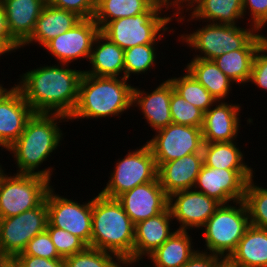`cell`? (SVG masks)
Returning <instances> with one entry per match:
<instances>
[{"label":"cell","mask_w":267,"mask_h":267,"mask_svg":"<svg viewBox=\"0 0 267 267\" xmlns=\"http://www.w3.org/2000/svg\"><path fill=\"white\" fill-rule=\"evenodd\" d=\"M188 231L176 230L146 259L154 267H182L199 250L194 249Z\"/></svg>","instance_id":"484cf974"},{"label":"cell","mask_w":267,"mask_h":267,"mask_svg":"<svg viewBox=\"0 0 267 267\" xmlns=\"http://www.w3.org/2000/svg\"><path fill=\"white\" fill-rule=\"evenodd\" d=\"M0 267H12V266L5 259H1Z\"/></svg>","instance_id":"f907efd6"},{"label":"cell","mask_w":267,"mask_h":267,"mask_svg":"<svg viewBox=\"0 0 267 267\" xmlns=\"http://www.w3.org/2000/svg\"><path fill=\"white\" fill-rule=\"evenodd\" d=\"M19 255L37 256L46 259H63L59 256L46 230L33 237Z\"/></svg>","instance_id":"74e56055"},{"label":"cell","mask_w":267,"mask_h":267,"mask_svg":"<svg viewBox=\"0 0 267 267\" xmlns=\"http://www.w3.org/2000/svg\"><path fill=\"white\" fill-rule=\"evenodd\" d=\"M81 20L82 18L76 13L47 3L37 19L33 34L21 48L36 42L44 47L58 35L72 29Z\"/></svg>","instance_id":"cb8c5ba5"},{"label":"cell","mask_w":267,"mask_h":267,"mask_svg":"<svg viewBox=\"0 0 267 267\" xmlns=\"http://www.w3.org/2000/svg\"><path fill=\"white\" fill-rule=\"evenodd\" d=\"M47 3L76 13L82 19L94 18L96 0H47Z\"/></svg>","instance_id":"60d3db41"},{"label":"cell","mask_w":267,"mask_h":267,"mask_svg":"<svg viewBox=\"0 0 267 267\" xmlns=\"http://www.w3.org/2000/svg\"><path fill=\"white\" fill-rule=\"evenodd\" d=\"M67 64L45 65L27 70L15 85L34 113L71 116L77 101L82 70Z\"/></svg>","instance_id":"6da1fadb"},{"label":"cell","mask_w":267,"mask_h":267,"mask_svg":"<svg viewBox=\"0 0 267 267\" xmlns=\"http://www.w3.org/2000/svg\"><path fill=\"white\" fill-rule=\"evenodd\" d=\"M53 186L46 194L48 223L78 236L88 246L92 233V199L87 202L75 201L56 194Z\"/></svg>","instance_id":"7c38bea8"},{"label":"cell","mask_w":267,"mask_h":267,"mask_svg":"<svg viewBox=\"0 0 267 267\" xmlns=\"http://www.w3.org/2000/svg\"><path fill=\"white\" fill-rule=\"evenodd\" d=\"M191 0H171L169 4L174 9L175 13V21L178 23H182V21L186 20V16L184 15V7L190 2ZM176 8V9H175ZM183 13V14H182ZM179 16V17H178ZM178 19H177V18ZM180 21V22H179Z\"/></svg>","instance_id":"f6af8a7d"},{"label":"cell","mask_w":267,"mask_h":267,"mask_svg":"<svg viewBox=\"0 0 267 267\" xmlns=\"http://www.w3.org/2000/svg\"><path fill=\"white\" fill-rule=\"evenodd\" d=\"M170 113L174 124L202 127L204 112L175 91L171 94Z\"/></svg>","instance_id":"d590c367"},{"label":"cell","mask_w":267,"mask_h":267,"mask_svg":"<svg viewBox=\"0 0 267 267\" xmlns=\"http://www.w3.org/2000/svg\"><path fill=\"white\" fill-rule=\"evenodd\" d=\"M267 91V39L255 53L249 83Z\"/></svg>","instance_id":"f35d334b"},{"label":"cell","mask_w":267,"mask_h":267,"mask_svg":"<svg viewBox=\"0 0 267 267\" xmlns=\"http://www.w3.org/2000/svg\"><path fill=\"white\" fill-rule=\"evenodd\" d=\"M244 28L239 25L207 23L191 33L179 35L178 40L195 51L193 58L213 60L223 53L238 49H258L267 39L254 26ZM201 54V55H200Z\"/></svg>","instance_id":"5b68a950"},{"label":"cell","mask_w":267,"mask_h":267,"mask_svg":"<svg viewBox=\"0 0 267 267\" xmlns=\"http://www.w3.org/2000/svg\"><path fill=\"white\" fill-rule=\"evenodd\" d=\"M216 267H238L230 258L224 257Z\"/></svg>","instance_id":"bcb514c9"},{"label":"cell","mask_w":267,"mask_h":267,"mask_svg":"<svg viewBox=\"0 0 267 267\" xmlns=\"http://www.w3.org/2000/svg\"><path fill=\"white\" fill-rule=\"evenodd\" d=\"M135 225L117 199L100 193L92 199V233L89 247L115 254L133 265Z\"/></svg>","instance_id":"277c9868"},{"label":"cell","mask_w":267,"mask_h":267,"mask_svg":"<svg viewBox=\"0 0 267 267\" xmlns=\"http://www.w3.org/2000/svg\"><path fill=\"white\" fill-rule=\"evenodd\" d=\"M116 199L134 225L163 212L169 203L159 178L140 184Z\"/></svg>","instance_id":"2e32d148"},{"label":"cell","mask_w":267,"mask_h":267,"mask_svg":"<svg viewBox=\"0 0 267 267\" xmlns=\"http://www.w3.org/2000/svg\"><path fill=\"white\" fill-rule=\"evenodd\" d=\"M156 0H96L94 21L101 30L110 21L145 12Z\"/></svg>","instance_id":"f546056e"},{"label":"cell","mask_w":267,"mask_h":267,"mask_svg":"<svg viewBox=\"0 0 267 267\" xmlns=\"http://www.w3.org/2000/svg\"><path fill=\"white\" fill-rule=\"evenodd\" d=\"M229 258L238 267H267V229L250 225Z\"/></svg>","instance_id":"4316f807"},{"label":"cell","mask_w":267,"mask_h":267,"mask_svg":"<svg viewBox=\"0 0 267 267\" xmlns=\"http://www.w3.org/2000/svg\"><path fill=\"white\" fill-rule=\"evenodd\" d=\"M0 43L10 52H16L21 46L11 37L7 18L2 4L0 3Z\"/></svg>","instance_id":"7bdbcfd3"},{"label":"cell","mask_w":267,"mask_h":267,"mask_svg":"<svg viewBox=\"0 0 267 267\" xmlns=\"http://www.w3.org/2000/svg\"><path fill=\"white\" fill-rule=\"evenodd\" d=\"M100 32L94 18L82 19L72 29L58 35L43 48L47 50L59 64L74 63L79 59L89 62L92 45Z\"/></svg>","instance_id":"5bb4252c"},{"label":"cell","mask_w":267,"mask_h":267,"mask_svg":"<svg viewBox=\"0 0 267 267\" xmlns=\"http://www.w3.org/2000/svg\"><path fill=\"white\" fill-rule=\"evenodd\" d=\"M46 231L48 232L52 243L55 245L59 256L63 259L72 256L75 253L82 252L88 247V245L78 236L73 235L64 229L51 226L49 223H47Z\"/></svg>","instance_id":"8d00e7d4"},{"label":"cell","mask_w":267,"mask_h":267,"mask_svg":"<svg viewBox=\"0 0 267 267\" xmlns=\"http://www.w3.org/2000/svg\"><path fill=\"white\" fill-rule=\"evenodd\" d=\"M140 89L141 87L137 86L133 88L132 107H138L152 131L156 132L173 123L170 113V99L174 88L171 82L167 79L159 83V86L151 92Z\"/></svg>","instance_id":"d6986e66"},{"label":"cell","mask_w":267,"mask_h":267,"mask_svg":"<svg viewBox=\"0 0 267 267\" xmlns=\"http://www.w3.org/2000/svg\"><path fill=\"white\" fill-rule=\"evenodd\" d=\"M62 121L69 122V118L61 114L34 113L32 115L19 138L5 150L13 154L11 156L18 169L16 173L39 175L51 181L53 170L56 169L39 168L61 144L64 134L59 125Z\"/></svg>","instance_id":"7a4b0ae2"},{"label":"cell","mask_w":267,"mask_h":267,"mask_svg":"<svg viewBox=\"0 0 267 267\" xmlns=\"http://www.w3.org/2000/svg\"><path fill=\"white\" fill-rule=\"evenodd\" d=\"M12 267H25L16 258L5 259Z\"/></svg>","instance_id":"7dc6e473"},{"label":"cell","mask_w":267,"mask_h":267,"mask_svg":"<svg viewBox=\"0 0 267 267\" xmlns=\"http://www.w3.org/2000/svg\"><path fill=\"white\" fill-rule=\"evenodd\" d=\"M152 137L146 143L151 148L158 168L165 162L188 154L202 153L204 141L201 127L171 123L157 130Z\"/></svg>","instance_id":"8fae6325"},{"label":"cell","mask_w":267,"mask_h":267,"mask_svg":"<svg viewBox=\"0 0 267 267\" xmlns=\"http://www.w3.org/2000/svg\"><path fill=\"white\" fill-rule=\"evenodd\" d=\"M16 259L25 267H64V259H46L28 255H18Z\"/></svg>","instance_id":"ee69618b"},{"label":"cell","mask_w":267,"mask_h":267,"mask_svg":"<svg viewBox=\"0 0 267 267\" xmlns=\"http://www.w3.org/2000/svg\"><path fill=\"white\" fill-rule=\"evenodd\" d=\"M7 53V54H6ZM10 52L0 43V57L1 55H8Z\"/></svg>","instance_id":"c3c4849f"},{"label":"cell","mask_w":267,"mask_h":267,"mask_svg":"<svg viewBox=\"0 0 267 267\" xmlns=\"http://www.w3.org/2000/svg\"><path fill=\"white\" fill-rule=\"evenodd\" d=\"M4 85H2L0 83V98L10 89V88H5L3 87Z\"/></svg>","instance_id":"681fc988"},{"label":"cell","mask_w":267,"mask_h":267,"mask_svg":"<svg viewBox=\"0 0 267 267\" xmlns=\"http://www.w3.org/2000/svg\"><path fill=\"white\" fill-rule=\"evenodd\" d=\"M172 221L174 220L168 206L156 216L135 224L133 266H140L139 262L143 263V258L148 257L176 231H172L170 227Z\"/></svg>","instance_id":"ffe728a7"},{"label":"cell","mask_w":267,"mask_h":267,"mask_svg":"<svg viewBox=\"0 0 267 267\" xmlns=\"http://www.w3.org/2000/svg\"><path fill=\"white\" fill-rule=\"evenodd\" d=\"M237 144L236 141L204 142L202 148L204 165L215 169H253L245 163V155Z\"/></svg>","instance_id":"f1b7e54d"},{"label":"cell","mask_w":267,"mask_h":267,"mask_svg":"<svg viewBox=\"0 0 267 267\" xmlns=\"http://www.w3.org/2000/svg\"><path fill=\"white\" fill-rule=\"evenodd\" d=\"M0 170V219L13 217L38 207L52 187L45 177L5 173Z\"/></svg>","instance_id":"ba28073f"},{"label":"cell","mask_w":267,"mask_h":267,"mask_svg":"<svg viewBox=\"0 0 267 267\" xmlns=\"http://www.w3.org/2000/svg\"><path fill=\"white\" fill-rule=\"evenodd\" d=\"M203 165L202 153L163 163L158 168V178L165 193L170 196L177 191L193 189Z\"/></svg>","instance_id":"44dd1931"},{"label":"cell","mask_w":267,"mask_h":267,"mask_svg":"<svg viewBox=\"0 0 267 267\" xmlns=\"http://www.w3.org/2000/svg\"><path fill=\"white\" fill-rule=\"evenodd\" d=\"M186 69L207 91L219 100L228 99L235 83L228 78L213 60L192 58L185 66Z\"/></svg>","instance_id":"83f0119b"},{"label":"cell","mask_w":267,"mask_h":267,"mask_svg":"<svg viewBox=\"0 0 267 267\" xmlns=\"http://www.w3.org/2000/svg\"><path fill=\"white\" fill-rule=\"evenodd\" d=\"M223 258L198 250L182 267H216Z\"/></svg>","instance_id":"b9f144b4"},{"label":"cell","mask_w":267,"mask_h":267,"mask_svg":"<svg viewBox=\"0 0 267 267\" xmlns=\"http://www.w3.org/2000/svg\"><path fill=\"white\" fill-rule=\"evenodd\" d=\"M249 226L244 200L221 204L201 228L204 230L206 249L200 251L229 258Z\"/></svg>","instance_id":"52a82bcc"},{"label":"cell","mask_w":267,"mask_h":267,"mask_svg":"<svg viewBox=\"0 0 267 267\" xmlns=\"http://www.w3.org/2000/svg\"><path fill=\"white\" fill-rule=\"evenodd\" d=\"M11 37L22 46L33 34L47 0H0Z\"/></svg>","instance_id":"7402d4cb"},{"label":"cell","mask_w":267,"mask_h":267,"mask_svg":"<svg viewBox=\"0 0 267 267\" xmlns=\"http://www.w3.org/2000/svg\"><path fill=\"white\" fill-rule=\"evenodd\" d=\"M127 81L124 77H97L83 72L78 101L69 120L121 117L133 102L134 86Z\"/></svg>","instance_id":"3957f363"},{"label":"cell","mask_w":267,"mask_h":267,"mask_svg":"<svg viewBox=\"0 0 267 267\" xmlns=\"http://www.w3.org/2000/svg\"><path fill=\"white\" fill-rule=\"evenodd\" d=\"M85 74L97 77H124V49L99 32L93 42Z\"/></svg>","instance_id":"d4e9b609"},{"label":"cell","mask_w":267,"mask_h":267,"mask_svg":"<svg viewBox=\"0 0 267 267\" xmlns=\"http://www.w3.org/2000/svg\"><path fill=\"white\" fill-rule=\"evenodd\" d=\"M184 71L185 73L179 77L168 78L173 85L174 91L204 113L207 112L217 102V99L186 69Z\"/></svg>","instance_id":"1f68e13d"},{"label":"cell","mask_w":267,"mask_h":267,"mask_svg":"<svg viewBox=\"0 0 267 267\" xmlns=\"http://www.w3.org/2000/svg\"><path fill=\"white\" fill-rule=\"evenodd\" d=\"M254 182L253 176L247 183L244 196L250 225L267 229V188Z\"/></svg>","instance_id":"836d02e7"},{"label":"cell","mask_w":267,"mask_h":267,"mask_svg":"<svg viewBox=\"0 0 267 267\" xmlns=\"http://www.w3.org/2000/svg\"><path fill=\"white\" fill-rule=\"evenodd\" d=\"M133 150L117 160L113 172L109 173L110 180L99 192L101 195L116 199L134 187L158 178V167L149 145L145 143Z\"/></svg>","instance_id":"9c48e42d"},{"label":"cell","mask_w":267,"mask_h":267,"mask_svg":"<svg viewBox=\"0 0 267 267\" xmlns=\"http://www.w3.org/2000/svg\"><path fill=\"white\" fill-rule=\"evenodd\" d=\"M123 264L115 254L89 246L64 259V267H122Z\"/></svg>","instance_id":"e575fe53"},{"label":"cell","mask_w":267,"mask_h":267,"mask_svg":"<svg viewBox=\"0 0 267 267\" xmlns=\"http://www.w3.org/2000/svg\"><path fill=\"white\" fill-rule=\"evenodd\" d=\"M221 203L195 189L181 190L169 196L168 206L173 220L180 226L176 230H199L216 212Z\"/></svg>","instance_id":"9a60e30c"},{"label":"cell","mask_w":267,"mask_h":267,"mask_svg":"<svg viewBox=\"0 0 267 267\" xmlns=\"http://www.w3.org/2000/svg\"><path fill=\"white\" fill-rule=\"evenodd\" d=\"M241 108L236 102L233 104L225 100L217 101L204 113L201 127L203 141L209 143L238 141L236 138L241 127L239 114Z\"/></svg>","instance_id":"ac0fdd59"},{"label":"cell","mask_w":267,"mask_h":267,"mask_svg":"<svg viewBox=\"0 0 267 267\" xmlns=\"http://www.w3.org/2000/svg\"><path fill=\"white\" fill-rule=\"evenodd\" d=\"M253 169H215L205 165L198 174L193 189L202 192L221 204L244 200Z\"/></svg>","instance_id":"4fadbf2b"},{"label":"cell","mask_w":267,"mask_h":267,"mask_svg":"<svg viewBox=\"0 0 267 267\" xmlns=\"http://www.w3.org/2000/svg\"><path fill=\"white\" fill-rule=\"evenodd\" d=\"M168 9L174 12L168 2L156 0L145 12L110 21L100 32L124 50L141 44H158L165 39V32H175L168 27L175 13L168 15Z\"/></svg>","instance_id":"8992f818"},{"label":"cell","mask_w":267,"mask_h":267,"mask_svg":"<svg viewBox=\"0 0 267 267\" xmlns=\"http://www.w3.org/2000/svg\"><path fill=\"white\" fill-rule=\"evenodd\" d=\"M242 2L244 18H247L245 16L248 13L247 16L250 17L247 19H250L248 24L262 32L263 27L267 26V0H242Z\"/></svg>","instance_id":"ab89813d"},{"label":"cell","mask_w":267,"mask_h":267,"mask_svg":"<svg viewBox=\"0 0 267 267\" xmlns=\"http://www.w3.org/2000/svg\"><path fill=\"white\" fill-rule=\"evenodd\" d=\"M129 266L132 267V265H129V264H125L124 263L122 267H129Z\"/></svg>","instance_id":"816d5d0a"},{"label":"cell","mask_w":267,"mask_h":267,"mask_svg":"<svg viewBox=\"0 0 267 267\" xmlns=\"http://www.w3.org/2000/svg\"><path fill=\"white\" fill-rule=\"evenodd\" d=\"M258 49H238L213 59L217 67L237 85L249 83L252 64Z\"/></svg>","instance_id":"4dcf8cb0"},{"label":"cell","mask_w":267,"mask_h":267,"mask_svg":"<svg viewBox=\"0 0 267 267\" xmlns=\"http://www.w3.org/2000/svg\"><path fill=\"white\" fill-rule=\"evenodd\" d=\"M48 208L46 199L36 208L13 217L0 219V258H16L28 242L46 230Z\"/></svg>","instance_id":"30bf717a"},{"label":"cell","mask_w":267,"mask_h":267,"mask_svg":"<svg viewBox=\"0 0 267 267\" xmlns=\"http://www.w3.org/2000/svg\"><path fill=\"white\" fill-rule=\"evenodd\" d=\"M141 44L124 50V78L129 80L132 74L145 75L147 71L155 69L157 62L158 45ZM154 67V68H153Z\"/></svg>","instance_id":"d6a6232c"},{"label":"cell","mask_w":267,"mask_h":267,"mask_svg":"<svg viewBox=\"0 0 267 267\" xmlns=\"http://www.w3.org/2000/svg\"><path fill=\"white\" fill-rule=\"evenodd\" d=\"M184 9L190 12L187 22L239 25L238 19L244 20L242 0H191Z\"/></svg>","instance_id":"603a6c76"},{"label":"cell","mask_w":267,"mask_h":267,"mask_svg":"<svg viewBox=\"0 0 267 267\" xmlns=\"http://www.w3.org/2000/svg\"><path fill=\"white\" fill-rule=\"evenodd\" d=\"M34 111L13 85L0 98V147L7 150L22 134Z\"/></svg>","instance_id":"e0dca14e"}]
</instances>
